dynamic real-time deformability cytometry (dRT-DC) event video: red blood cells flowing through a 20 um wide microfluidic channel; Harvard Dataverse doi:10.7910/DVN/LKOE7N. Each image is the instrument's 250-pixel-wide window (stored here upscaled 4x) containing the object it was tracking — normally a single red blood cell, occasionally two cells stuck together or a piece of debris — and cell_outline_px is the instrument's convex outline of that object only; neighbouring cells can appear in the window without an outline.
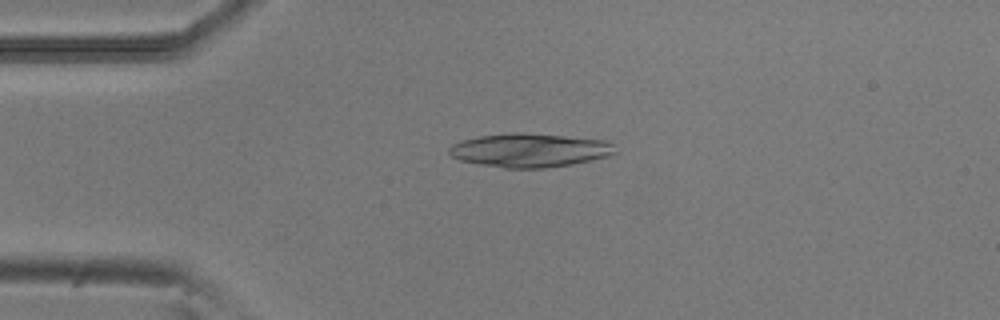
{"species": "common noctule bat (a hibernating species)", "species_latin": "Nyctalus noctula", "temperature_condition": "room temperature", "stored_images_in_passage": 5, "camera_frame_rate_fps": 3000, "um_per_image_px": 0.085, "animal": {"sex": "male", "body_mass_g": 20.5, "forearm_length_mm": 52.5}, "frame": {"image": 1, "passage_image": 4, "time_ms": 1.0, "image_size_px": [1000, 320], "cell_outline_px": [[616, 152], [608, 156], [592, 160], [572, 164], [544, 168], [504, 168], [480, 164], [460, 160], [452, 156], [448, 152], [448, 148], [452, 144], [460, 140], [480, 136], [508, 132], [520, 132], [564, 136], [604, 140], [612, 144]], "centroid_in_image_um": [44.98, 12.77], "position_along_channel_um": 40.0, "area_um2": 32.6}}